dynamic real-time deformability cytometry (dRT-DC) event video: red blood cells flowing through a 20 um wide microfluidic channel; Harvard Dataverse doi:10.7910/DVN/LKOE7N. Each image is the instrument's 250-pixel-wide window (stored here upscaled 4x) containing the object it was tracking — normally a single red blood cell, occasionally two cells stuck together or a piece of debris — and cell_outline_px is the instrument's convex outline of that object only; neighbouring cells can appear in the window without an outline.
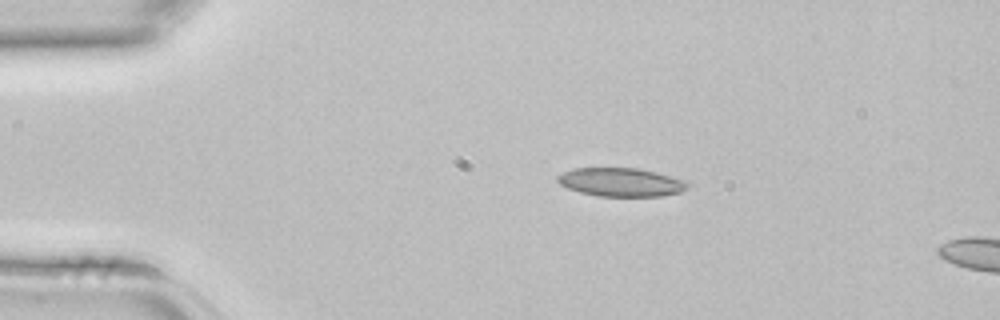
{"species": "common noctule bat (a hibernating species)", "species_latin": "Nyctalus noctula", "temperature_condition": "room temperature", "stored_images_in_passage": 4, "camera_frame_rate_fps": 3000, "um_per_image_px": 0.085, "animal": {"sex": "female", "body_mass_g": 22.7, "forearm_length_mm": 54.2}, "frame": {"image": 1, "passage_image": 2, "time_ms": 0.333, "image_size_px": [1000, 320], "cell_outline_px": [[688, 188], [680, 192], [660, 196], [596, 196], [580, 192], [568, 188], [560, 184], [556, 180], [556, 176], [572, 168], [636, 168], [656, 172], [688, 180]], "centroid_in_image_um": [52.79, 15.48], "position_along_channel_um": 32.2, "area_um2": 21.73}}